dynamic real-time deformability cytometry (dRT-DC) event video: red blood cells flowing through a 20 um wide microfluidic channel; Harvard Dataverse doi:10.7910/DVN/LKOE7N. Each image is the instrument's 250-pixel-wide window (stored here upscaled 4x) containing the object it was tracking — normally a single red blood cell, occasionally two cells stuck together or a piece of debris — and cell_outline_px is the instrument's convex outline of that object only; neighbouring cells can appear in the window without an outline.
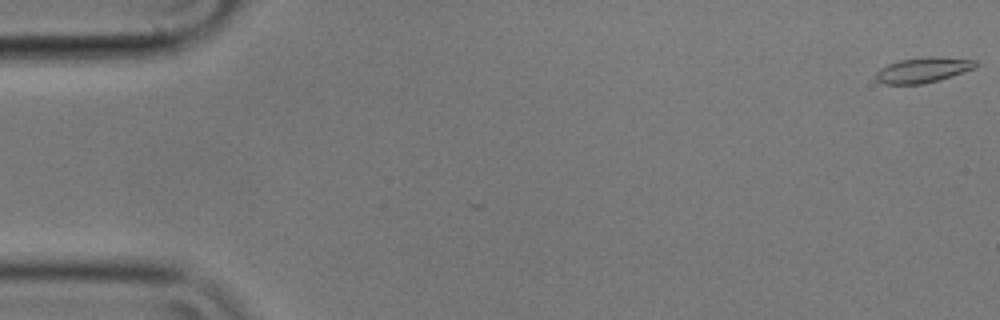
{"species": "common noctule bat (a hibernating species)", "species_latin": "Nyctalus noctula", "temperature_condition": "cold", "stored_images_in_passage": 57, "camera_frame_rate_fps": 3000, "um_per_image_px": 0.085, "animal": {"sex": "male", "body_mass_g": 17.9}, "frame": {"image": 1, "passage_image": 1, "time_ms": 0.0, "image_size_px": [1000, 320], "cell_outline_px": [[976, 64], [972, 68], [952, 76], [940, 80], [924, 84], [884, 84], [876, 80], [876, 72], [880, 68], [888, 64], [900, 60], [920, 56], [936, 56], [976, 60]], "centroid_in_image_um": [78.41, 5.94], "position_along_channel_um": 6.6, "area_um2": 14.74}}
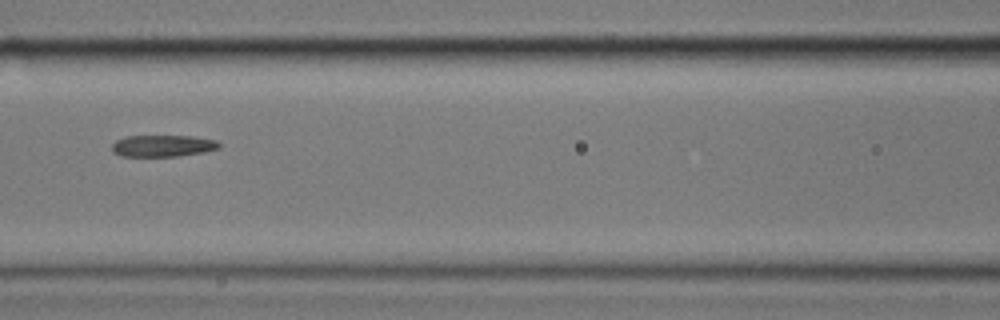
{"frame": {"image": 2, "passage_image": 25, "time_ms": 8.0, "image_size_px": [1000, 320], "cell_outline_px": [[220, 148], [204, 152], [176, 156], [120, 156], [112, 152], [112, 144], [116, 140], [128, 136], [192, 136], [216, 140], [220, 144]], "centroid_in_image_um": [13.83, 12.39], "position_along_channel_um": 152.8, "area_um2": 13.53}}
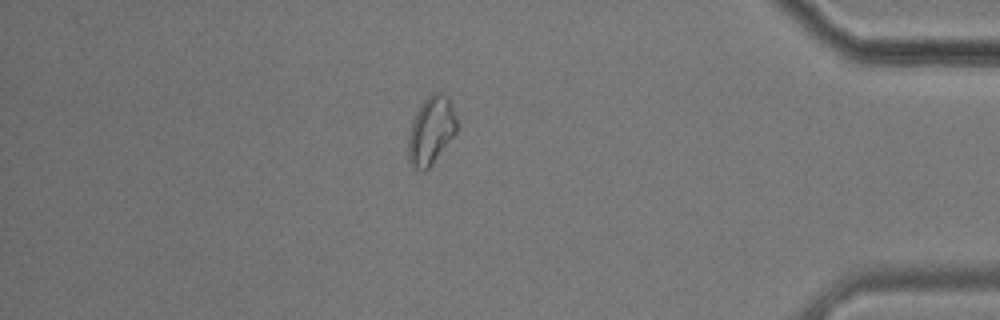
{"frame": {"image": 3, "passage_image": 49, "time_ms": 16.0, "image_size_px": [1000, 320], "cell_outline_px": [[456, 132], [432, 164], [424, 172], [416, 168], [408, 160], [408, 140], [412, 120], [416, 112], [424, 100], [432, 92], [440, 92], [448, 96], [456, 116]], "centroid_in_image_um": [36.63, 11.08], "position_along_channel_um": 398.6, "area_um2": 19.02}, "authors_computed_cell_mechanics": {"area_um2": 14.739, "velocity_mm_per_s": 3.5337, "shape_relaxation_time_tau1_ms": null, "shape_relaxation_time_tau2_ms": 7.9752, "deformation_change_tau1": null, "deformation_change_tau2": 0.1053}}